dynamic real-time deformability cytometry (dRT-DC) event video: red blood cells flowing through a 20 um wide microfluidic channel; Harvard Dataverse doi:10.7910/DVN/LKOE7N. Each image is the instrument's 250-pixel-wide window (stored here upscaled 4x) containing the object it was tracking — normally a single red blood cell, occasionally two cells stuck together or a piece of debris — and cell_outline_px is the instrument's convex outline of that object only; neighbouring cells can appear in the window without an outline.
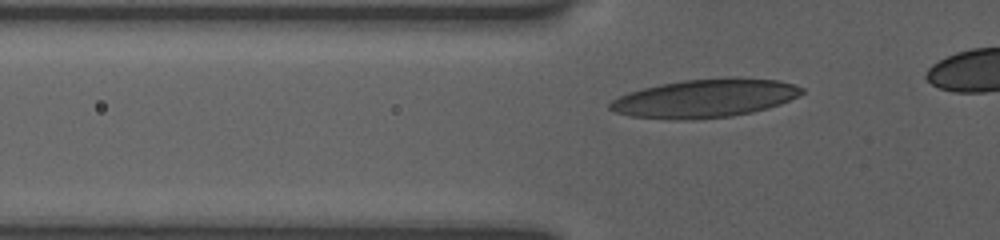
{"species": "human", "species_latin": "Homo sapiens", "temperature_condition": "room temperature", "stored_images_in_passage": 17, "segment_of_instrument_passage": [1, 2], "camera_frame_rate_fps": 3000, "um_per_image_px": 0.085, "donor": {"sex": "female"}, "frame": {"image": 1, "passage_image": 8, "time_ms": 2.333, "image_size_px": [1000, 240], "cell_outline_px": [[804, 92], [780, 104], [768, 108], [752, 112], [732, 116], [692, 120], [672, 120], [632, 116], [616, 112], [608, 108], [608, 104], [612, 100], [628, 92], [660, 84], [684, 80], [728, 76], [732, 76], [780, 80], [804, 88]], "centroid_in_image_um": [59.93, 8.35], "position_along_channel_um": 65.9, "area_um2": 43.23}}
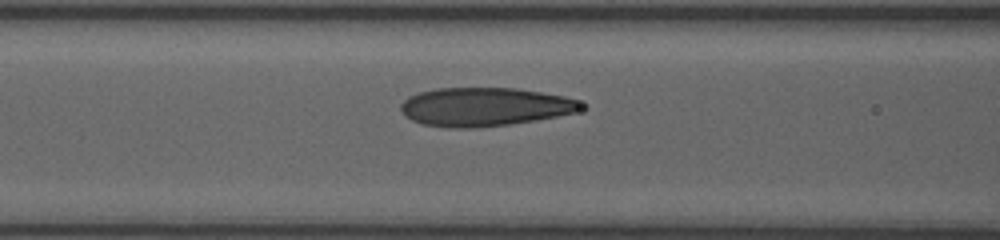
{"frame": {"image": 2, "passage_image": 12, "time_ms": 4.0, "image_size_px": [1000, 240], "cell_outline_px": [[588, 108], [576, 112], [536, 120], [508, 124], [472, 128], [452, 128], [424, 124], [412, 120], [404, 116], [400, 108], [400, 104], [408, 96], [420, 92], [436, 88], [516, 88], [564, 96], [576, 100], [584, 104]], "centroid_in_image_um": [41.2, 9.08], "position_along_channel_um": 125.4, "area_um2": 40.58}}
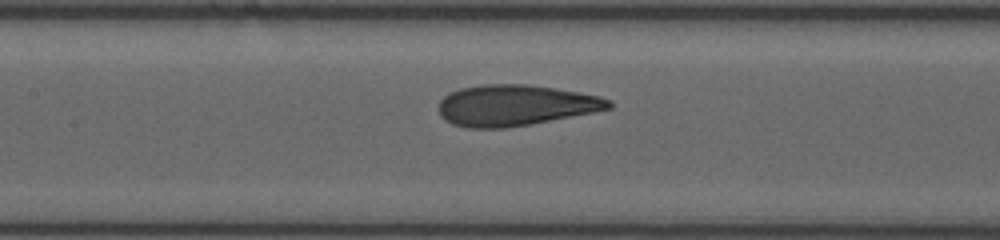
{"frame": {"image": 3, "passage_image": 15, "time_ms": 5.0, "image_size_px": [1000, 240], "cell_outline_px": [[612, 108], [592, 112], [528, 124], [500, 128], [468, 128], [452, 124], [444, 120], [440, 116], [440, 100], [448, 92], [460, 88], [480, 84], [528, 84], [600, 96], [612, 100]], "centroid_in_image_um": [43.75, 8.94], "position_along_channel_um": 163.7, "area_um2": 40.34}}